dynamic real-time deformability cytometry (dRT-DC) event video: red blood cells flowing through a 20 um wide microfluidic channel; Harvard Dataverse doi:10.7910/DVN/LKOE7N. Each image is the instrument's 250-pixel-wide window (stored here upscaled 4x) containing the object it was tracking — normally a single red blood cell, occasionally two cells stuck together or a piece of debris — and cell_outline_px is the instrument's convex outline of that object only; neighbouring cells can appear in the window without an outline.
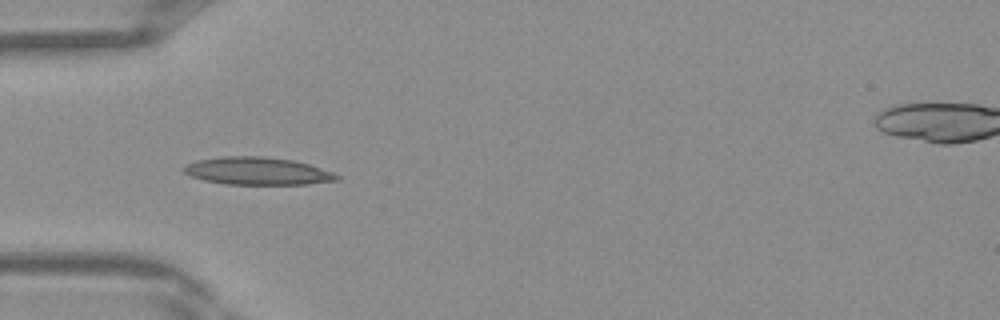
{"species": "Egyptian fruit bat (a non-hibernating species)", "species_latin": "Rousettus aegyptiacus", "temperature_condition": "warm", "stored_images_in_passage": 28, "camera_frame_rate_fps": 3000, "um_per_image_px": 0.085, "frame": {"image": 1, "passage_image": 1, "time_ms": 0.0, "image_size_px": [1000, 320], "cell_outline_px": [[340, 180], [308, 184], [224, 184], [204, 180], [192, 176], [184, 172], [184, 168], [188, 164], [196, 160], [224, 156], [264, 156], [292, 160], [308, 164], [332, 172], [340, 176]], "centroid_in_image_um": [21.9, 14.54], "position_along_channel_um": 63.1, "area_um2": 24.45}}
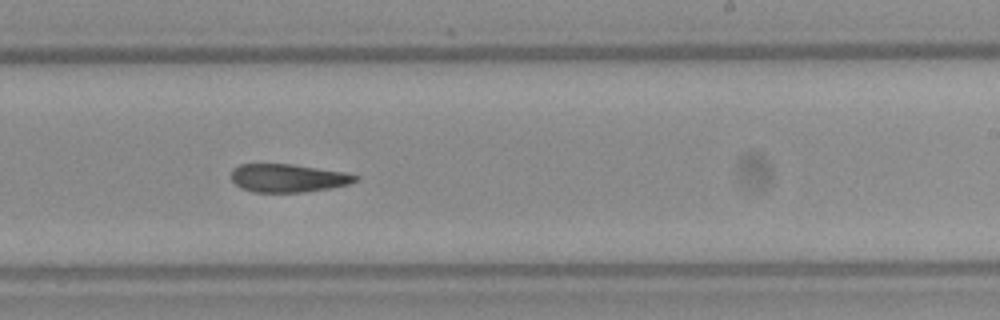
{"frame": {"image": 2, "passage_image": 13, "time_ms": 4.0, "image_size_px": [1000, 320], "cell_outline_px": [[360, 180], [348, 184], [332, 188], [304, 192], [256, 192], [244, 188], [236, 184], [232, 180], [232, 168], [240, 164], [292, 164], [348, 172], [360, 176]], "centroid_in_image_um": [24.56, 15.12], "position_along_channel_um": 264.4, "area_um2": 20.52}}
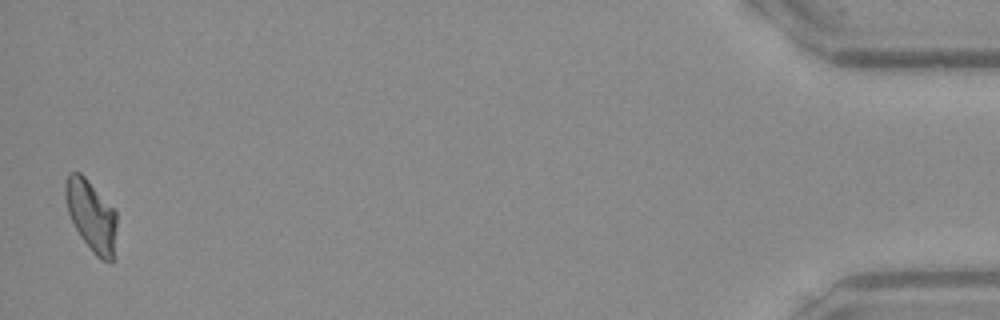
{"frame": {"image": 3, "passage_image": 28, "time_ms": 9.0, "image_size_px": [1000, 320], "cell_outline_px": [[116, 224], [112, 260], [100, 260], [92, 252], [80, 236], [68, 212], [64, 196], [64, 188], [68, 172], [80, 172], [84, 176], [116, 212]], "centroid_in_image_um": [7.72, 18.31], "position_along_channel_um": 427.5, "area_um2": 20.81}}